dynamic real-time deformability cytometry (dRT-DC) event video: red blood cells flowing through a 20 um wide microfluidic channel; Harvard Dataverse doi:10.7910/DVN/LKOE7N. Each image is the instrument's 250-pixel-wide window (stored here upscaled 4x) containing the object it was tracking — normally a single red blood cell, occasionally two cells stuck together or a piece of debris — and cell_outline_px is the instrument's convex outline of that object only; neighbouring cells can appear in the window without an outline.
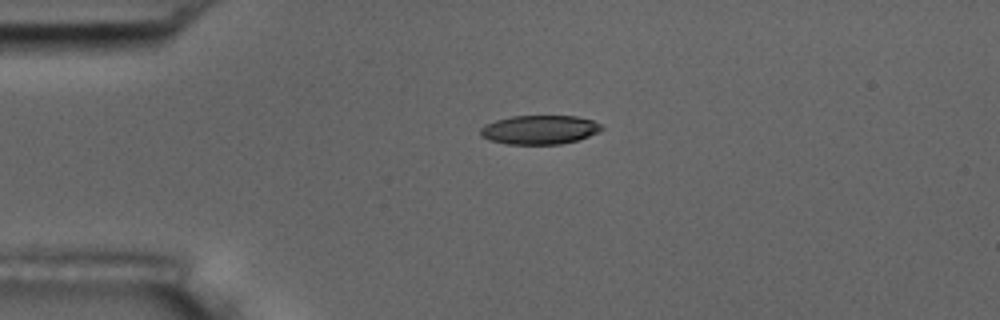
{"species": "common noctule bat (a hibernating species)", "species_latin": "Nyctalus noctula", "temperature_condition": "room temperature", "stored_images_in_passage": 2, "camera_frame_rate_fps": 3000, "um_per_image_px": 0.085, "animal": {"sex": "male", "body_mass_g": 17.5, "forearm_length_mm": 52.3}, "frame": {"image": 1, "passage_image": 1, "time_ms": 0.0, "image_size_px": [1000, 320], "cell_outline_px": [[604, 128], [588, 136], [576, 140], [560, 144], [508, 144], [488, 140], [480, 136], [480, 128], [496, 120], [512, 116], [576, 116], [592, 120], [600, 124]], "centroid_in_image_um": [45.84, 11.03], "position_along_channel_um": 39.2, "area_um2": 20.29}}